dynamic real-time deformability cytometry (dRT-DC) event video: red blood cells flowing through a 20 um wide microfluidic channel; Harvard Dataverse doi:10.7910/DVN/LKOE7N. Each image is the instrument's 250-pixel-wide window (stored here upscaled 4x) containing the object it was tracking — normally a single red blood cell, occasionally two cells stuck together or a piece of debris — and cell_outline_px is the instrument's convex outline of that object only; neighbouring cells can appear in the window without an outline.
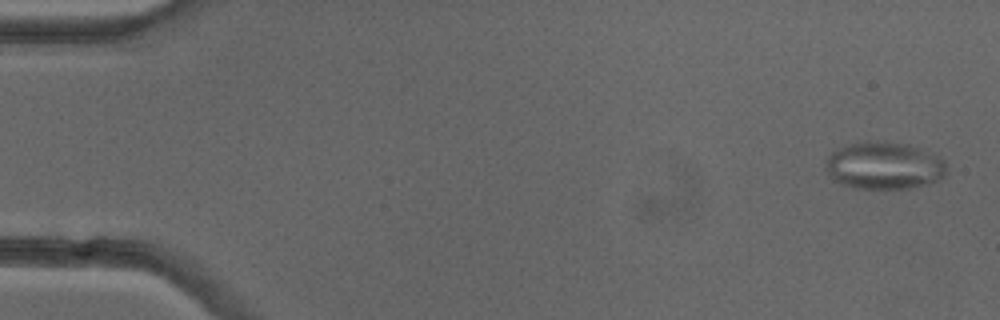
{"species": "common noctule bat (a hibernating species)", "species_latin": "Nyctalus noctula", "temperature_condition": "cold", "stored_images_in_passage": 51, "camera_frame_rate_fps": 3000, "um_per_image_px": 0.085, "animal": {"sex": "female"}, "frame": {"image": 1, "passage_image": 2, "time_ms": 0.333, "image_size_px": [1000, 320], "cell_outline_px": [[948, 172], [940, 180], [928, 184], [908, 188], [856, 188], [840, 184], [832, 180], [828, 176], [824, 168], [824, 160], [836, 148], [868, 140], [876, 140], [908, 144], [940, 156], [944, 160]], "centroid_in_image_um": [75.12, 14.07], "position_along_channel_um": 9.9, "area_um2": 33.99}}
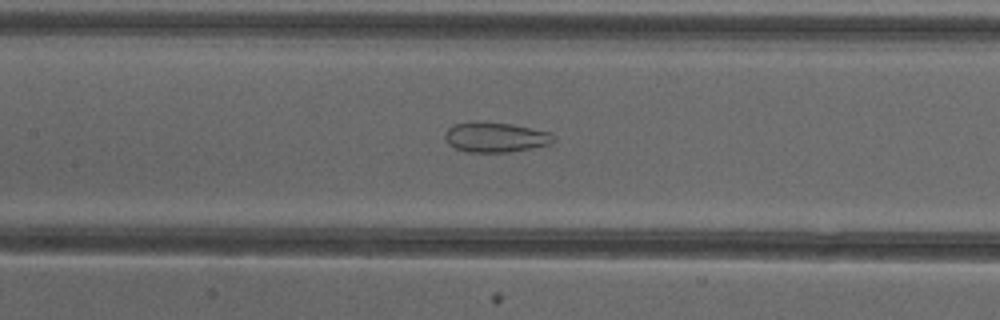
{"frame": {"image": 2, "passage_image": 24, "time_ms": 7.667, "image_size_px": [1000, 320], "cell_outline_px": [[556, 136], [552, 144], [532, 148], [508, 152], [468, 152], [456, 148], [448, 144], [444, 136], [444, 132], [448, 128], [456, 124], [512, 124], [552, 132]], "centroid_in_image_um": [42.19, 11.7], "position_along_channel_um": 165.2, "area_um2": 18.5}}
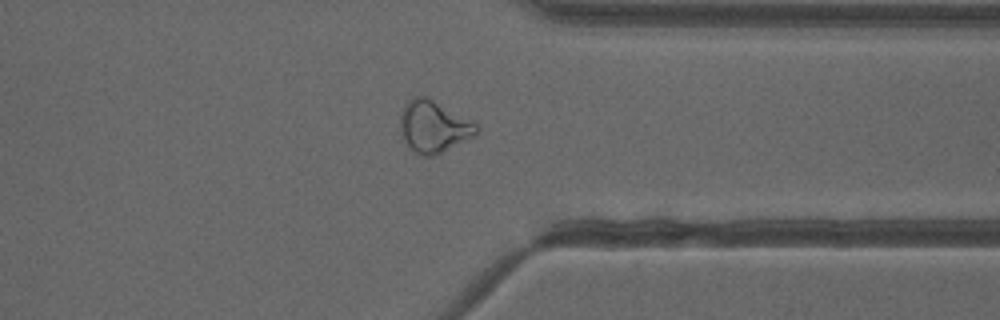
{"frame": {"image": 3, "passage_image": 40, "time_ms": 13.0, "image_size_px": [1000, 320], "cell_outline_px": [[480, 128], [476, 136], [432, 156], [420, 156], [412, 152], [400, 136], [400, 112], [404, 104], [408, 100], [416, 96], [428, 96], [476, 124]], "centroid_in_image_um": [36.81, 10.77], "position_along_channel_um": 374.6, "area_um2": 23.29}, "authors_computed_cell_mechanics": {"area_um2": 24.6228, "velocity_mm_per_s": 3.988, "shape_relaxation_time_tau1_ms": null, "shape_relaxation_time_tau2_ms": 1.863, "deformation_change_tau1": null, "deformation_change_tau2": 0.0947}}